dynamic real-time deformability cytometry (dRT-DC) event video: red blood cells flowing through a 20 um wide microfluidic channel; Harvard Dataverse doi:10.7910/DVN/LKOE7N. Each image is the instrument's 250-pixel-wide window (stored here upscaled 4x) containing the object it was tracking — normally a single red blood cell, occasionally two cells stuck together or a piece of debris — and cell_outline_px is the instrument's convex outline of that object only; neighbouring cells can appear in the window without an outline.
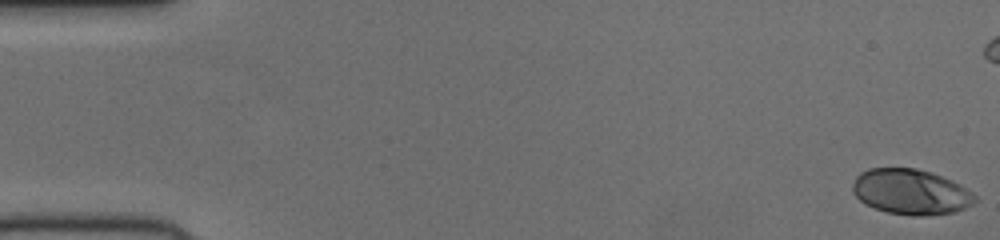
{"species": "human", "species_latin": "Homo sapiens", "temperature_condition": "cold", "stored_images_in_passage": 53, "camera_frame_rate_fps": 3000, "um_per_image_px": 0.085, "donor": {"sex": "female"}, "frame": {"image": 1, "passage_image": 1, "time_ms": 0.0, "image_size_px": [1000, 240], "cell_outline_px": [[976, 200], [972, 204], [956, 212], [924, 216], [912, 216], [888, 212], [864, 204], [852, 192], [852, 184], [856, 176], [860, 172], [868, 168], [916, 168], [932, 172], [960, 184], [976, 196]], "centroid_in_image_um": [77.4, 16.3], "position_along_channel_um": 7.6, "area_um2": 32.48}}
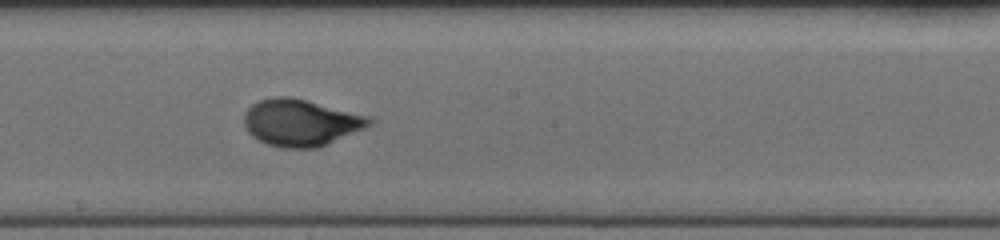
{"frame": {"image": 2, "passage_image": 29, "time_ms": 9.333, "image_size_px": [1000, 240], "cell_outline_px": [[372, 124], [364, 128], [316, 148], [284, 148], [268, 144], [252, 136], [248, 132], [244, 124], [244, 112], [252, 104], [260, 100], [276, 96], [288, 96], [368, 116], [372, 120]], "centroid_in_image_um": [25.51, 10.42], "position_along_channel_um": 222.7, "area_um2": 33.52}}
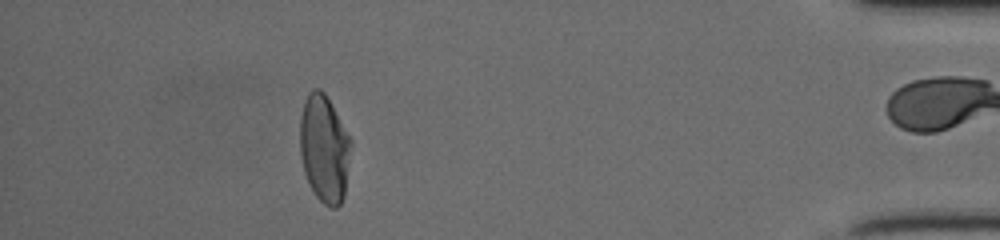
{"frame": {"image": 3, "passage_image": 47, "time_ms": 15.333, "image_size_px": [1000, 240], "cell_outline_px": [[352, 144], [344, 196], [340, 204], [336, 208], [332, 208], [324, 204], [316, 196], [304, 172], [300, 156], [300, 116], [304, 100], [308, 92], [312, 88], [320, 88], [324, 92], [352, 140]], "centroid_in_image_um": [27.56, 12.61], "position_along_channel_um": 407.6, "area_um2": 32.08}}